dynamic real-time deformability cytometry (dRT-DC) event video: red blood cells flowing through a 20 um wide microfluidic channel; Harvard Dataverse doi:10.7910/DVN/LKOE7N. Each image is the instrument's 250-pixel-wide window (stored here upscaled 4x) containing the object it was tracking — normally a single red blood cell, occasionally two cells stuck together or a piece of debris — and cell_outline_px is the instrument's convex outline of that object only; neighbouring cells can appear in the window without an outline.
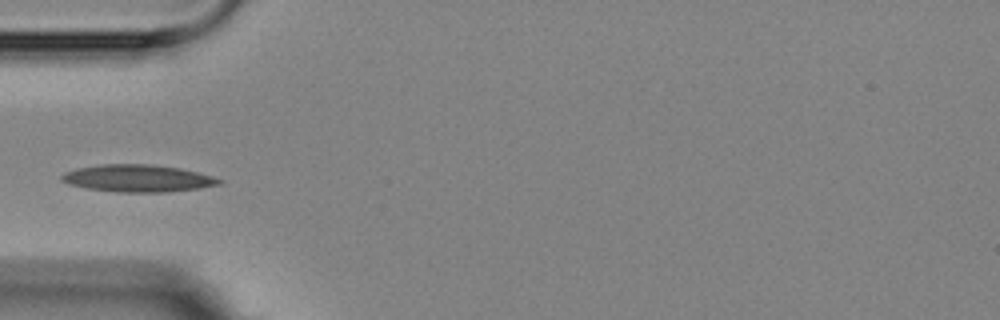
{"species": "Egyptian fruit bat (a non-hibernating species)", "species_latin": "Rousettus aegyptiacus", "temperature_condition": "room temperature", "stored_images_in_passage": 8, "camera_frame_rate_fps": 3000, "um_per_image_px": 0.085, "animal": {"sex": "female"}, "frame": {"image": 1, "passage_image": 4, "time_ms": 4.667, "image_size_px": [1000, 320], "cell_outline_px": [[224, 180], [220, 184], [200, 188], [168, 192], [116, 192], [88, 188], [68, 184], [60, 180], [60, 176], [64, 172], [76, 168], [100, 164], [148, 164], [180, 168], [212, 176]], "centroid_in_image_um": [11.68, 15.15], "position_along_channel_um": 73.3, "area_um2": 25.03}}
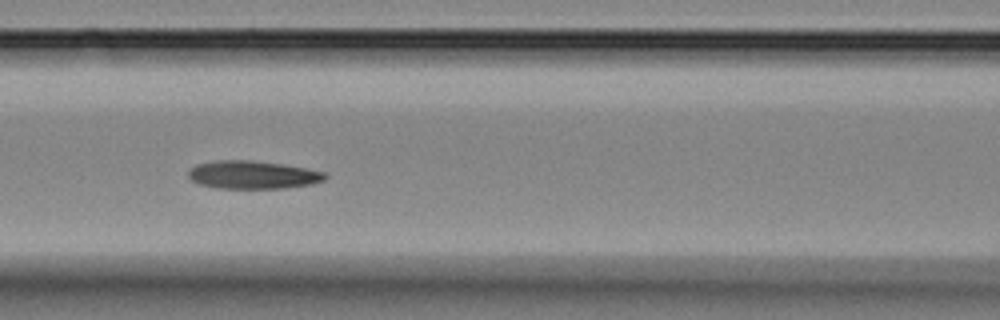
{"frame": {"image": 2, "passage_image": 6, "time_ms": 6.667, "image_size_px": [1000, 320], "cell_outline_px": [[328, 176], [324, 180], [312, 184], [284, 188], [216, 188], [200, 184], [192, 180], [188, 176], [188, 172], [196, 164], [216, 160], [252, 160], [284, 164], [324, 172]], "centroid_in_image_um": [21.48, 14.85], "position_along_channel_um": 145.1, "area_um2": 22.31}}
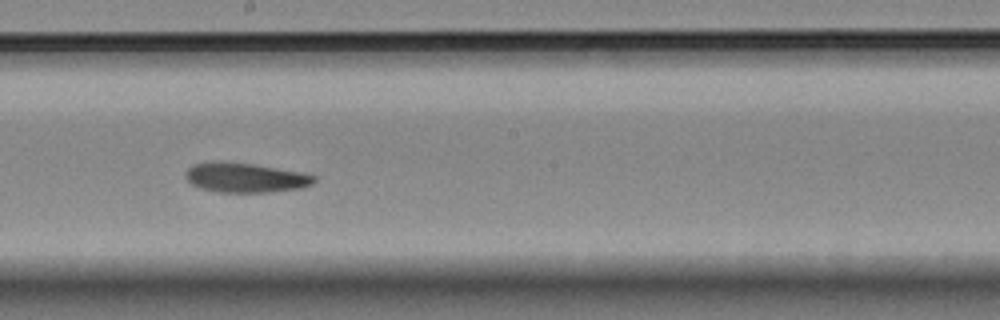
{"frame": {"image": 3, "passage_image": 8, "time_ms": 9.0, "image_size_px": [1000, 320], "cell_outline_px": [[316, 180], [312, 184], [300, 188], [272, 192], [216, 192], [200, 188], [192, 184], [184, 176], [188, 168], [192, 164], [252, 164], [296, 172], [316, 176]], "centroid_in_image_um": [20.87, 15.15], "position_along_channel_um": 227.3, "area_um2": 21.21}}